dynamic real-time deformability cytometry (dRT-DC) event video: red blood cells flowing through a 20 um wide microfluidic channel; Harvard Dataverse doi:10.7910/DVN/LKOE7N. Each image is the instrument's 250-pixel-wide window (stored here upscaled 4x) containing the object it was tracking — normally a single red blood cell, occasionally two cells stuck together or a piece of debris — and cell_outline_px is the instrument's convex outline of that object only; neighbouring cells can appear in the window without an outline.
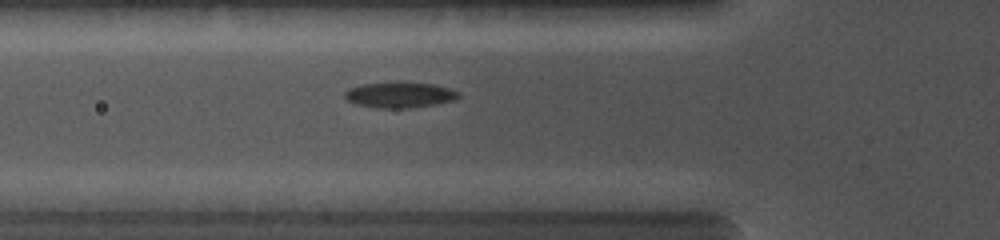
{"species": "common noctule bat (a hibernating species)", "species_latin": "Nyctalus noctula", "temperature_condition": "cold", "stored_images_in_passage": 5, "camera_frame_rate_fps": 5000, "um_per_image_px": 0.085, "animal": {"sex": "female", "body_mass_g": 19.0, "forearm_length_mm": 56.7}, "frame": {"image": 1, "passage_image": 5, "time_ms": 2.0, "image_size_px": [1000, 240], "cell_outline_px": [[460, 96], [456, 100], [436, 104], [408, 108], [376, 108], [356, 104], [348, 100], [344, 96], [344, 92], [348, 88], [364, 84], [400, 80], [432, 84], [448, 88], [460, 92]], "centroid_in_image_um": [33.98, 8.04], "position_along_channel_um": 91.8, "area_um2": 17.46}}